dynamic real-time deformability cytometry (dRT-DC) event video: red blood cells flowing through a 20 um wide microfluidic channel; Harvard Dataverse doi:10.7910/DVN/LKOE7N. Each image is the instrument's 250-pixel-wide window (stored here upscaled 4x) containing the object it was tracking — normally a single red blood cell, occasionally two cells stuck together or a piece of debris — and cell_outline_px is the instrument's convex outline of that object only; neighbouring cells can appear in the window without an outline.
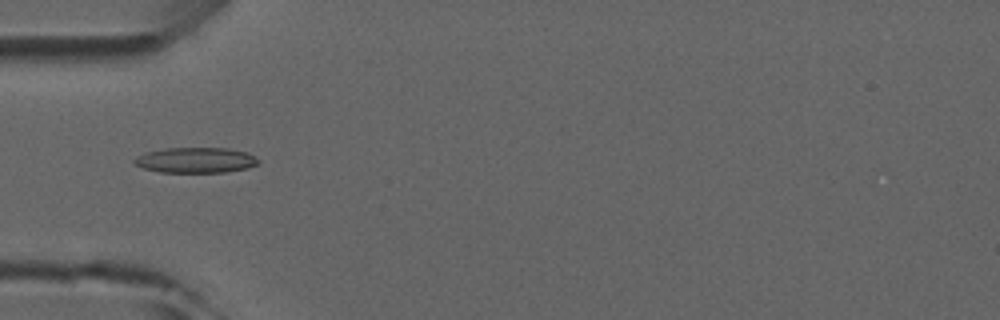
{"species": "common noctule bat (a hibernating species)", "species_latin": "Nyctalus noctula", "temperature_condition": "room temperature", "stored_images_in_passage": 6, "camera_frame_rate_fps": 3000, "um_per_image_px": 0.085, "animal": {"sex": "male", "forearm_length_mm": 52.5}, "frame": {"image": 1, "passage_image": 5, "time_ms": 4.667, "image_size_px": [1000, 320], "cell_outline_px": [[260, 164], [248, 168], [224, 172], [160, 172], [144, 168], [136, 164], [132, 160], [136, 156], [144, 152], [164, 148], [228, 148], [248, 152], [256, 156], [260, 160]], "centroid_in_image_um": [16.67, 13.6], "position_along_channel_um": 68.3, "area_um2": 18.61}}
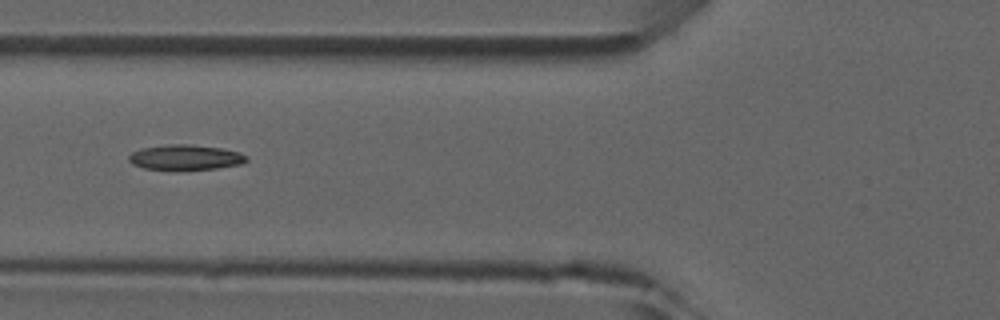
{"frame": {"image": 2, "passage_image": 6, "time_ms": 5.667, "image_size_px": [1000, 320], "cell_outline_px": [[248, 160], [240, 164], [216, 168], [172, 172], [144, 168], [132, 164], [128, 160], [128, 156], [132, 152], [140, 148], [168, 144], [192, 144], [220, 148], [240, 152], [248, 156]], "centroid_in_image_um": [15.72, 13.4], "position_along_channel_um": 110.1, "area_um2": 17.92}}